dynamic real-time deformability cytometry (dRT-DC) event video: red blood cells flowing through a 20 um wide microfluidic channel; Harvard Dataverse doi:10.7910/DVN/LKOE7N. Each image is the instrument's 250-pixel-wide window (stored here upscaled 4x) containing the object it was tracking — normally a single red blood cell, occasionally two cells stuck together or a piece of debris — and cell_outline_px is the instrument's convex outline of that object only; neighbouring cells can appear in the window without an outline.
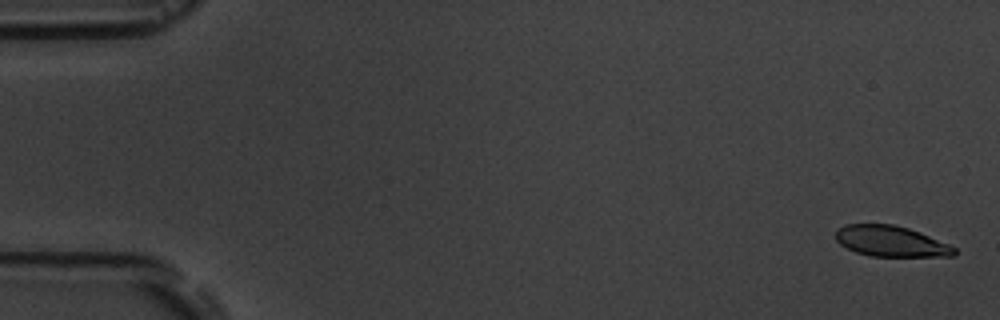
{"species": "common noctule bat (a hibernating species)", "species_latin": "Nyctalus noctula", "temperature_condition": "room temperature", "stored_images_in_passage": 4, "camera_frame_rate_fps": 3000, "um_per_image_px": 0.085, "animal": {"sex": "male", "body_mass_g": 19.5, "forearm_length_mm": 54.6}, "frame": {"image": 1, "passage_image": 1, "time_ms": 0.0, "image_size_px": [1000, 320], "cell_outline_px": [[956, 256], [872, 256], [856, 252], [840, 244], [836, 240], [836, 232], [844, 224], [892, 224], [908, 228], [920, 232], [948, 244], [956, 248]], "centroid_in_image_um": [75.73, 20.5], "position_along_channel_um": 9.3, "area_um2": 21.1}}
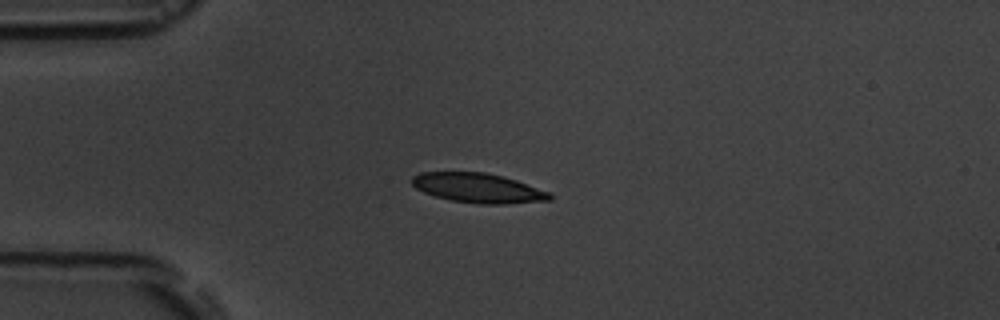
{"frame": {"image": 2, "passage_image": 4, "time_ms": 4.333, "image_size_px": [1000, 320], "cell_outline_px": [[552, 200], [508, 204], [480, 204], [452, 200], [436, 196], [424, 192], [416, 188], [412, 184], [412, 176], [420, 172], [484, 172], [504, 176], [552, 192]], "centroid_in_image_um": [40.69, 15.98], "position_along_channel_um": 44.3, "area_um2": 23.87}}